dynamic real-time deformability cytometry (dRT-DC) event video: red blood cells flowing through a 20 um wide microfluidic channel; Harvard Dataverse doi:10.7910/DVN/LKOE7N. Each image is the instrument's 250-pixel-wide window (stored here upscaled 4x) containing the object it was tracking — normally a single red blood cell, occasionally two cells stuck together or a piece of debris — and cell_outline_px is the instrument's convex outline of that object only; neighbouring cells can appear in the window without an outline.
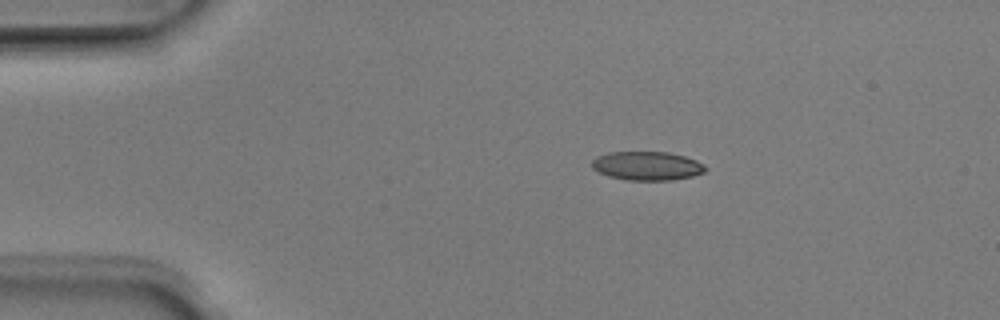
{"species": "Egyptian fruit bat (a non-hibernating species)", "species_latin": "Rousettus aegyptiacus", "temperature_condition": "room temperature", "stored_images_in_passage": 2, "camera_frame_rate_fps": 3000, "um_per_image_px": 0.085, "animal": {"sex": "male"}, "frame": {"image": 1, "passage_image": 1, "time_ms": 0.0, "image_size_px": [1000, 320], "cell_outline_px": [[708, 168], [704, 172], [692, 176], [672, 180], [628, 180], [608, 176], [592, 168], [592, 160], [596, 156], [608, 152], [668, 152], [684, 156], [696, 160], [704, 164]], "centroid_in_image_um": [55.0, 14.09], "position_along_channel_um": 30.0, "area_um2": 19.07}}